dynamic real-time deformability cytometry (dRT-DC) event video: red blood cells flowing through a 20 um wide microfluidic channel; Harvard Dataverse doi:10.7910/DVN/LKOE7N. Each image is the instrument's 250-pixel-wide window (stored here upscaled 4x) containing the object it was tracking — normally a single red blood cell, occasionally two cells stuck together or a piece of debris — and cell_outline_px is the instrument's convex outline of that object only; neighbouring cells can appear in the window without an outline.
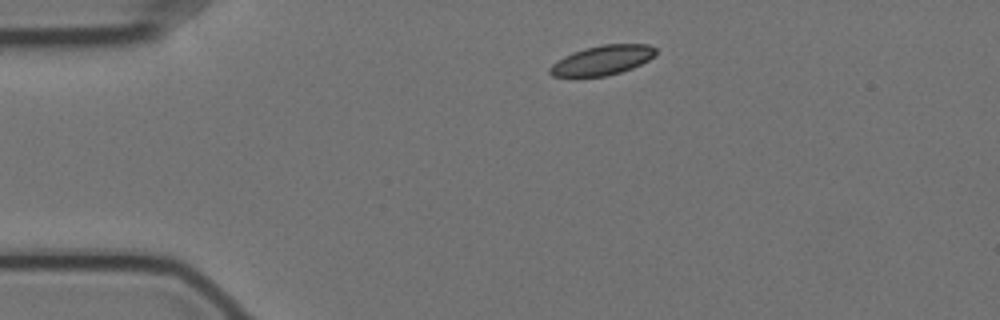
{"species": "Egyptian fruit bat (a non-hibernating species)", "species_latin": "Rousettus aegyptiacus", "temperature_condition": "cold", "stored_images_in_passage": 29, "camera_frame_rate_fps": 3000, "um_per_image_px": 0.085, "animal": {"sex": "female"}, "frame": {"image": 1, "passage_image": 1, "time_ms": 0.0, "image_size_px": [1000, 320], "cell_outline_px": [[656, 56], [632, 68], [620, 72], [604, 76], [552, 76], [548, 72], [548, 68], [556, 60], [572, 52], [584, 48], [604, 44], [648, 44], [656, 48]], "centroid_in_image_um": [51.19, 5.11], "position_along_channel_um": 33.8, "area_um2": 18.26}}
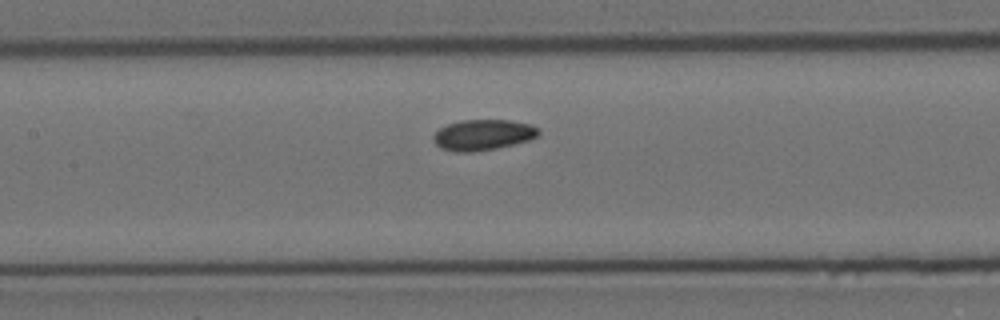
{"frame": {"image": 2, "passage_image": 16, "time_ms": 5.0, "image_size_px": [1000, 320], "cell_outline_px": [[540, 132], [536, 136], [528, 140], [496, 148], [472, 152], [456, 152], [440, 148], [436, 144], [432, 136], [440, 128], [448, 124], [460, 120], [512, 120], [532, 124], [540, 128]], "centroid_in_image_um": [41.06, 11.45], "position_along_channel_um": 166.3, "area_um2": 18.84}}
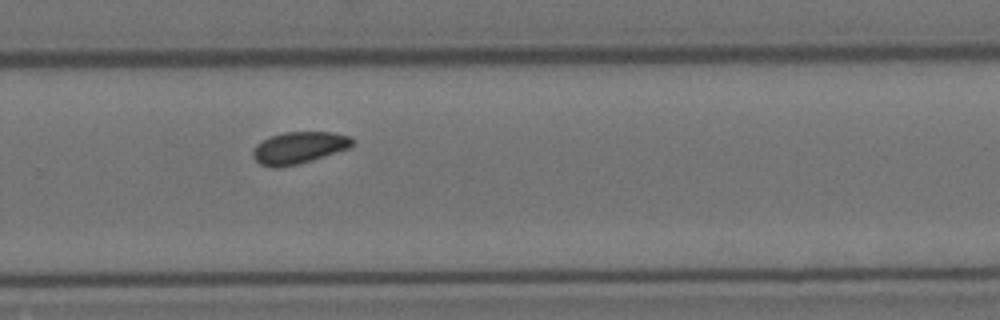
{"frame": {"image": 3, "passage_image": 28, "time_ms": 9.0, "image_size_px": [1000, 320], "cell_outline_px": [[356, 140], [348, 148], [312, 160], [296, 164], [276, 168], [272, 168], [260, 164], [252, 156], [252, 152], [256, 144], [272, 136], [284, 132], [332, 132], [352, 136]], "centroid_in_image_um": [25.41, 12.55], "position_along_channel_um": 304.4, "area_um2": 18.38}}